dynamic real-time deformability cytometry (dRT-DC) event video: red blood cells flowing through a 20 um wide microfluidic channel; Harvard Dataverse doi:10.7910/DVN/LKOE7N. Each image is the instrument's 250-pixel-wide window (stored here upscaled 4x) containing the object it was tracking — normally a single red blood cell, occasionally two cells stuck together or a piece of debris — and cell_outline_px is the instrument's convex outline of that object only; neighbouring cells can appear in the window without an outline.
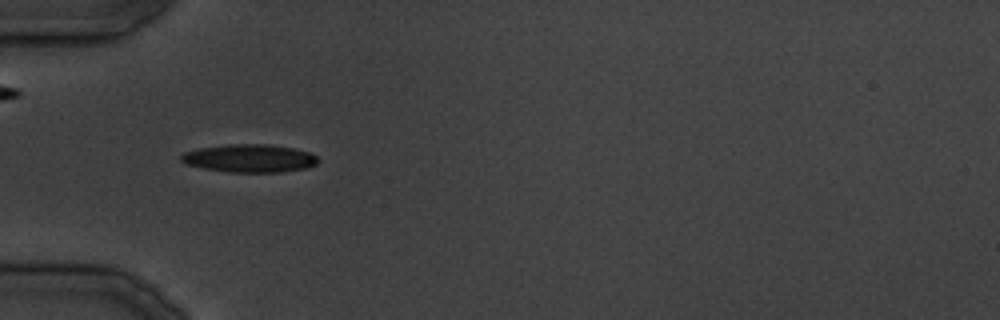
{"species": "common noctule bat (a hibernating species)", "species_latin": "Nyctalus noctula", "temperature_condition": "cold", "stored_images_in_passage": 9, "camera_frame_rate_fps": 3000, "um_per_image_px": 0.085, "animal": {"sex": "male", "body_mass_g": 19.5, "forearm_length_mm": 54.6}, "frame": {"image": 1, "passage_image": 3, "time_ms": 2.333, "image_size_px": [1000, 320], "cell_outline_px": [[320, 160], [316, 164], [308, 168], [280, 172], [228, 172], [204, 168], [184, 164], [180, 160], [180, 156], [184, 152], [200, 148], [228, 144], [268, 144], [292, 148], [308, 152], [316, 156]], "centroid_in_image_um": [21.2, 13.46], "position_along_channel_um": 63.8, "area_um2": 22.37}}
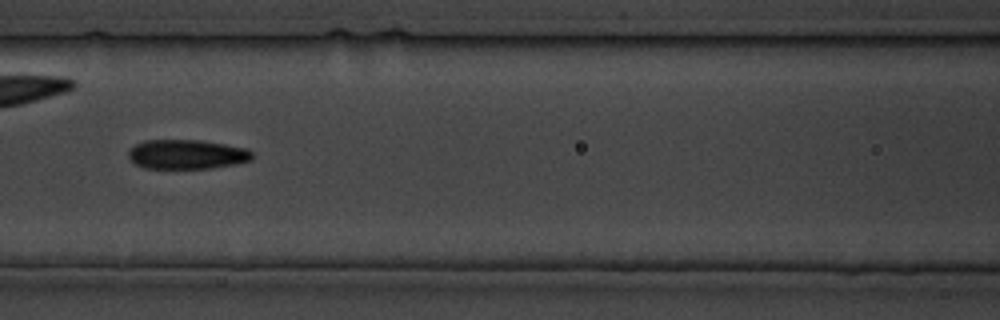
{"frame": {"image": 2, "passage_image": 8, "time_ms": 8.0, "image_size_px": [1000, 320], "cell_outline_px": [[252, 160], [236, 164], [212, 168], [144, 168], [136, 164], [128, 156], [128, 152], [136, 144], [144, 140], [200, 140], [248, 148], [252, 152]], "centroid_in_image_um": [15.91, 13.12], "position_along_channel_um": 150.7, "area_um2": 21.21}}